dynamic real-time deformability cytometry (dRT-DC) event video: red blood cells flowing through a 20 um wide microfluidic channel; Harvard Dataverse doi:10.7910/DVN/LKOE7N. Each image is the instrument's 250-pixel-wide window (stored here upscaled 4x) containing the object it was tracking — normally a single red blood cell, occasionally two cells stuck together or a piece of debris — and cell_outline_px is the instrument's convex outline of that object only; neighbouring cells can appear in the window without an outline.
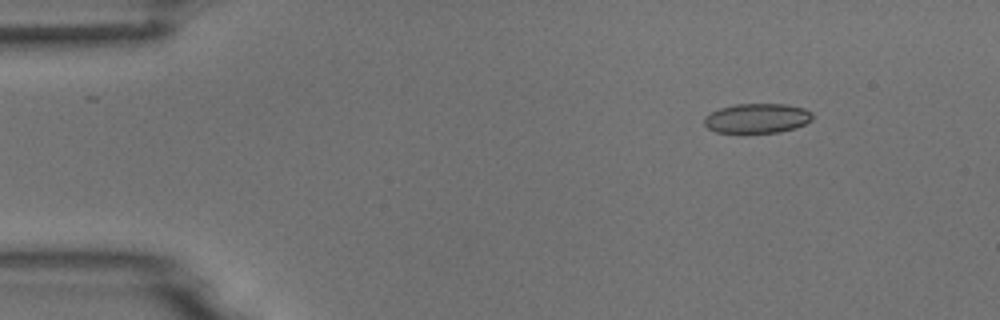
{"species": "common noctule bat (a hibernating species)", "species_latin": "Nyctalus noctula", "temperature_condition": "room temperature", "stored_images_in_passage": 7, "camera_frame_rate_fps": 3000, "um_per_image_px": 0.085, "animal": {"sex": "male", "body_mass_g": 18.8}, "frame": {"image": 1, "passage_image": 2, "time_ms": 0.333, "image_size_px": [1000, 320], "cell_outline_px": [[812, 120], [796, 128], [780, 132], [744, 136], [716, 132], [708, 128], [704, 124], [704, 116], [720, 108], [736, 104], [788, 104], [804, 108], [812, 112]], "centroid_in_image_um": [64.33, 10.11], "position_along_channel_um": 20.7, "area_um2": 19.59}}
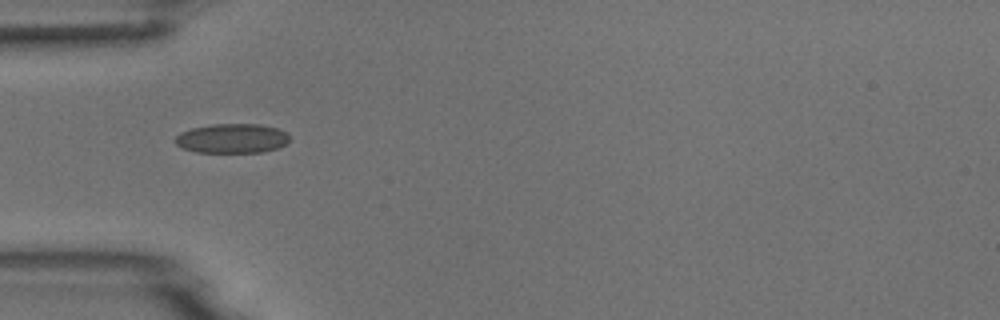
{"frame": {"image": 2, "passage_image": 5, "time_ms": 1.333, "image_size_px": [1000, 320], "cell_outline_px": [[288, 140], [284, 144], [276, 148], [260, 152], [196, 152], [184, 148], [176, 144], [176, 136], [180, 132], [192, 128], [212, 124], [260, 124], [276, 128], [288, 132]], "centroid_in_image_um": [19.71, 11.75], "position_along_channel_um": 65.3, "area_um2": 19.42}}